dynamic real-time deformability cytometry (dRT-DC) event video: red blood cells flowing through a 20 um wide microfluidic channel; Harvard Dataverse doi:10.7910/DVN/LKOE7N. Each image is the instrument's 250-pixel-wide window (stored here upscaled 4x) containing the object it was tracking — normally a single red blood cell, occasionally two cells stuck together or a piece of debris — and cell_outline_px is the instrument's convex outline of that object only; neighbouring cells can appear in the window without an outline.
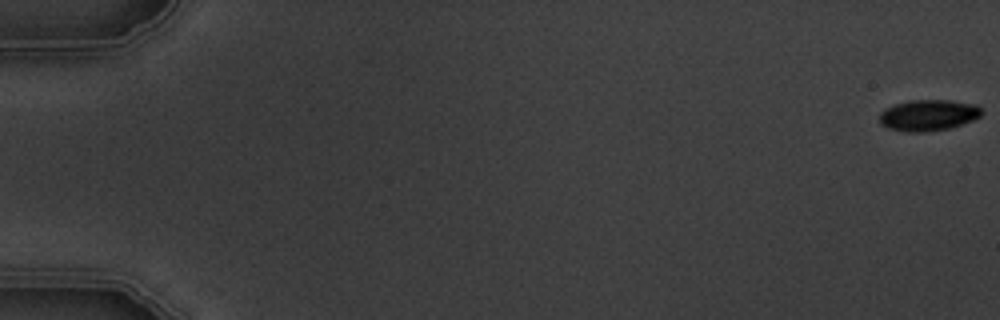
{"species": "common noctule bat (a hibernating species)", "species_latin": "Nyctalus noctula", "temperature_condition": "warm", "stored_images_in_passage": 7, "camera_frame_rate_fps": 3000, "um_per_image_px": 0.085, "animal": {"sex": "male", "body_mass_g": 19.5, "forearm_length_mm": 54.6}, "frame": {"image": 1, "passage_image": 1, "time_ms": 0.0, "image_size_px": [1000, 320], "cell_outline_px": [[984, 112], [980, 116], [972, 120], [948, 128], [920, 132], [908, 132], [888, 128], [880, 124], [880, 112], [884, 108], [896, 104], [912, 100], [948, 100], [976, 104]], "centroid_in_image_um": [78.89, 9.78], "position_along_channel_um": 6.1, "area_um2": 18.38}}
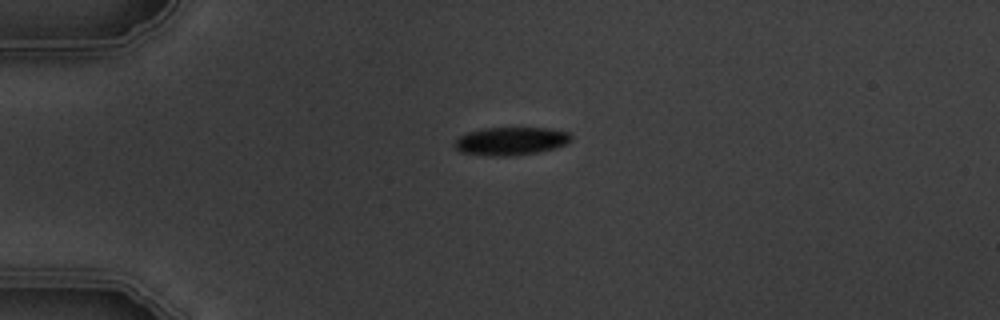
{"frame": {"image": 2, "passage_image": 5, "time_ms": 4.667, "image_size_px": [1000, 320], "cell_outline_px": [[572, 140], [556, 148], [540, 152], [508, 156], [492, 156], [460, 152], [452, 144], [460, 136], [468, 132], [484, 128], [552, 128], [572, 132]], "centroid_in_image_um": [43.47, 11.99], "position_along_channel_um": 41.5, "area_um2": 19.25}}